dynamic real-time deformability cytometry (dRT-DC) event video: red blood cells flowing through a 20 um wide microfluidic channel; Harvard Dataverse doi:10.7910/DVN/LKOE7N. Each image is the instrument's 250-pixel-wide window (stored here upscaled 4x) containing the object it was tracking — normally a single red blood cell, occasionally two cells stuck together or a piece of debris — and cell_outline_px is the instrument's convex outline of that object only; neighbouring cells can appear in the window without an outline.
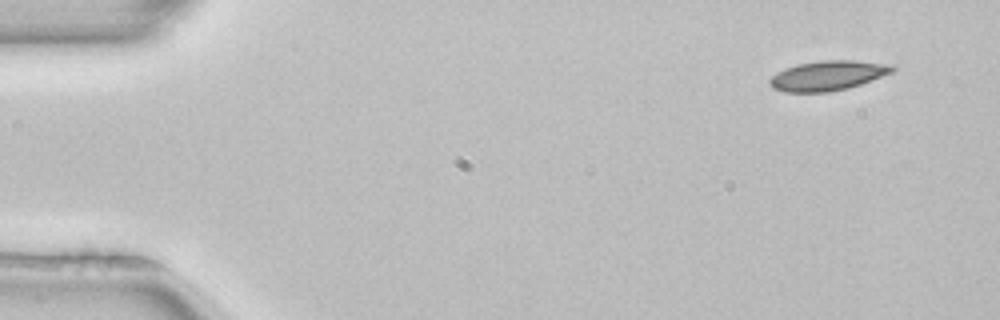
{"species": "common noctule bat (a hibernating species)", "species_latin": "Nyctalus noctula", "temperature_condition": "room temperature", "stored_images_in_passage": 4, "camera_frame_rate_fps": 3000, "um_per_image_px": 0.085, "animal": {"sex": "female", "body_mass_g": 22.7, "forearm_length_mm": 54.2}, "frame": {"image": 1, "passage_image": 1, "time_ms": 0.0, "image_size_px": [1000, 320], "cell_outline_px": [[896, 68], [892, 72], [860, 84], [848, 88], [828, 92], [784, 92], [772, 88], [768, 84], [768, 80], [776, 72], [784, 68], [796, 64], [820, 60], [856, 60], [892, 64]], "centroid_in_image_um": [70.32, 6.41], "position_along_channel_um": 14.7, "area_um2": 21.5}}
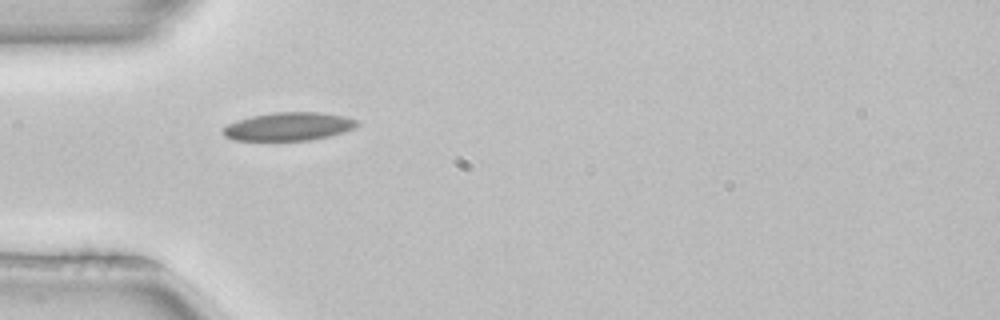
{"frame": {"image": 2, "passage_image": 4, "time_ms": 1.0, "image_size_px": [1000, 320], "cell_outline_px": [[360, 124], [352, 128], [328, 136], [308, 140], [232, 140], [224, 136], [220, 132], [228, 124], [236, 120], [252, 116], [272, 112], [320, 112], [344, 116], [360, 120]], "centroid_in_image_um": [24.5, 10.74], "position_along_channel_um": 60.5, "area_um2": 22.02}}